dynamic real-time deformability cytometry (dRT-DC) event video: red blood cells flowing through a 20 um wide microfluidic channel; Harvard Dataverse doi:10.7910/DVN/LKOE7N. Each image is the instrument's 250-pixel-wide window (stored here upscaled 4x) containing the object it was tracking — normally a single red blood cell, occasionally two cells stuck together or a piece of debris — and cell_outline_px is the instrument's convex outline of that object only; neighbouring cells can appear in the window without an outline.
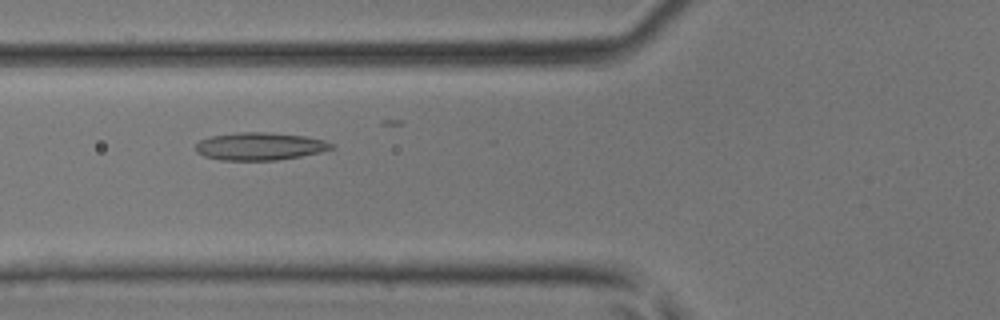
{"species": "common noctule bat (a hibernating species)", "species_latin": "Nyctalus noctula", "temperature_condition": "room temperature", "stored_images_in_passage": 16, "camera_frame_rate_fps": 3000, "um_per_image_px": 0.085, "animal": {"sex": "male", "body_mass_g": 17.9, "forearm_length_mm": 54.2}, "frame": {"image": 1, "passage_image": 3, "time_ms": 0.667, "image_size_px": [1000, 320], "cell_outline_px": [[336, 148], [320, 152], [300, 156], [276, 160], [220, 160], [204, 156], [196, 152], [196, 144], [200, 140], [212, 136], [236, 132], [264, 132], [304, 136], [324, 140], [332, 144]], "centroid_in_image_um": [22.07, 12.44], "position_along_channel_um": 103.7, "area_um2": 21.79}}
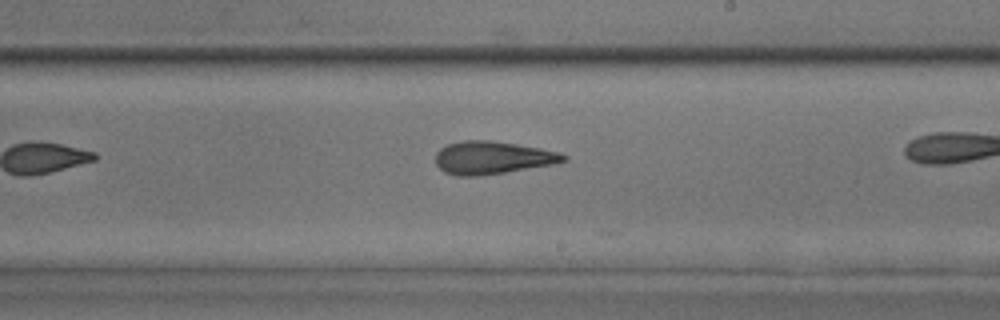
{"frame": {"image": 2, "passage_image": 10, "time_ms": 3.0, "image_size_px": [1000, 320], "cell_outline_px": [[568, 160], [556, 164], [480, 176], [456, 176], [444, 172], [436, 164], [436, 152], [440, 148], [448, 144], [464, 140], [492, 140], [540, 148], [560, 152], [568, 156]], "centroid_in_image_um": [41.88, 13.41], "position_along_channel_um": 247.1, "area_um2": 24.68}}